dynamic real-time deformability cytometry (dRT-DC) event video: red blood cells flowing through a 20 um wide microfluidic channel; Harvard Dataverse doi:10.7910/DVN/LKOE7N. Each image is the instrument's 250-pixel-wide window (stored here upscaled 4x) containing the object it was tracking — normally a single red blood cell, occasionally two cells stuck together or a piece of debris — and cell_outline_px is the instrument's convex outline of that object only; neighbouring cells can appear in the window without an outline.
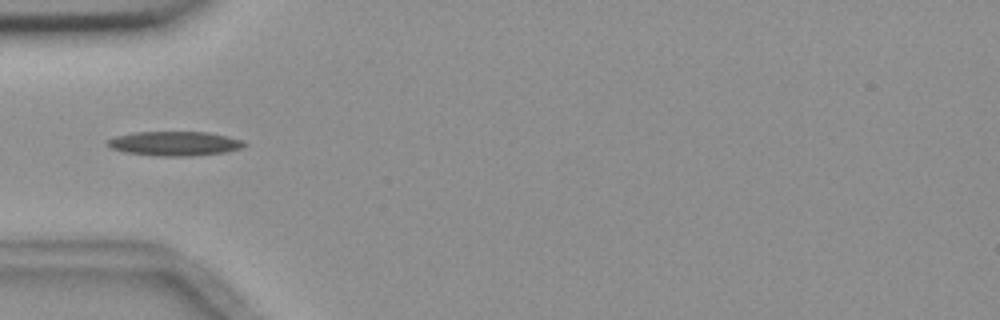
{"species": "common noctule bat (a hibernating species)", "species_latin": "Nyctalus noctula", "temperature_condition": "room temperature", "stored_images_in_passage": 7, "camera_frame_rate_fps": 3000, "um_per_image_px": 0.085, "animal": {"sex": "female", "body_mass_g": 18.4}, "frame": {"image": 1, "passage_image": 3, "time_ms": 2.333, "image_size_px": [1000, 320], "cell_outline_px": [[248, 144], [244, 148], [228, 152], [192, 156], [156, 156], [124, 152], [108, 148], [104, 144], [108, 140], [116, 136], [132, 132], [208, 132], [228, 136], [244, 140]], "centroid_in_image_um": [14.87, 12.21], "position_along_channel_um": 70.1, "area_um2": 19.88}}
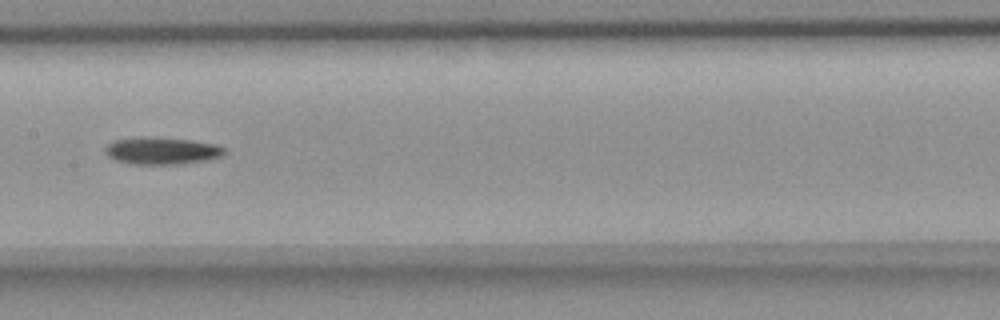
{"frame": {"image": 2, "passage_image": 6, "time_ms": 5.667, "image_size_px": [1000, 320], "cell_outline_px": [[228, 152], [220, 156], [208, 160], [180, 164], [132, 164], [116, 160], [108, 156], [104, 152], [104, 148], [112, 140], [144, 136], [192, 140], [216, 144], [224, 148]], "centroid_in_image_um": [13.74, 12.81], "position_along_channel_um": 193.7, "area_um2": 19.07}}
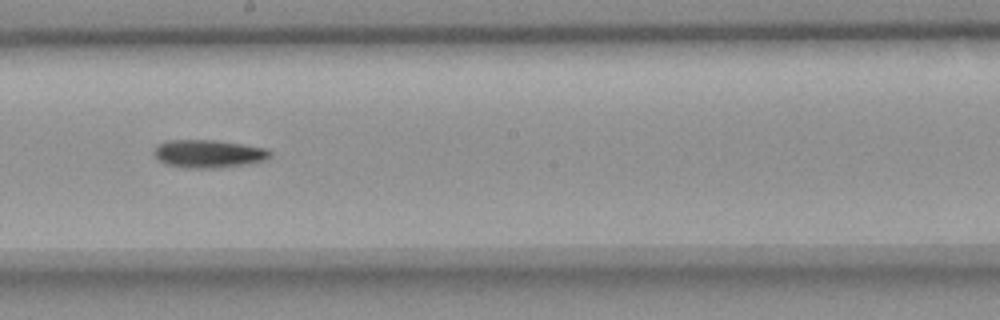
{"frame": {"image": 3, "passage_image": 7, "time_ms": 6.667, "image_size_px": [1000, 320], "cell_outline_px": [[272, 152], [268, 156], [260, 160], [244, 164], [212, 168], [184, 168], [164, 164], [156, 156], [156, 148], [160, 144], [168, 140], [216, 140], [264, 148]], "centroid_in_image_um": [17.67, 13.07], "position_along_channel_um": 230.5, "area_um2": 18.32}}